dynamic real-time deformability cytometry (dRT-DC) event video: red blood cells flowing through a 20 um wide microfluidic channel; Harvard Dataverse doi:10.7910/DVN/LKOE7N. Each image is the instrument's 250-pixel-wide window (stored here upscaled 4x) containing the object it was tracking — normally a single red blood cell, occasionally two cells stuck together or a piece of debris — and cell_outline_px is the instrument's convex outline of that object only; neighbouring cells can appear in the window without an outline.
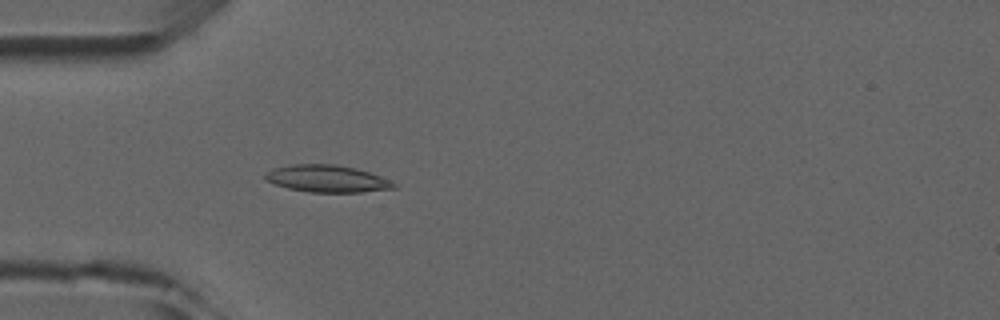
{"species": "common noctule bat (a hibernating species)", "species_latin": "Nyctalus noctula", "temperature_condition": "room temperature", "stored_images_in_passage": 5, "camera_frame_rate_fps": 3000, "um_per_image_px": 0.085, "animal": {"sex": "male", "forearm_length_mm": 52.5}, "frame": {"image": 1, "passage_image": 5, "time_ms": 4.667, "image_size_px": [1000, 320], "cell_outline_px": [[396, 188], [360, 192], [312, 192], [288, 188], [264, 180], [264, 176], [272, 168], [292, 164], [336, 164], [356, 168], [380, 176], [396, 184]], "centroid_in_image_um": [27.78, 15.18], "position_along_channel_um": 57.2, "area_um2": 20.17}}